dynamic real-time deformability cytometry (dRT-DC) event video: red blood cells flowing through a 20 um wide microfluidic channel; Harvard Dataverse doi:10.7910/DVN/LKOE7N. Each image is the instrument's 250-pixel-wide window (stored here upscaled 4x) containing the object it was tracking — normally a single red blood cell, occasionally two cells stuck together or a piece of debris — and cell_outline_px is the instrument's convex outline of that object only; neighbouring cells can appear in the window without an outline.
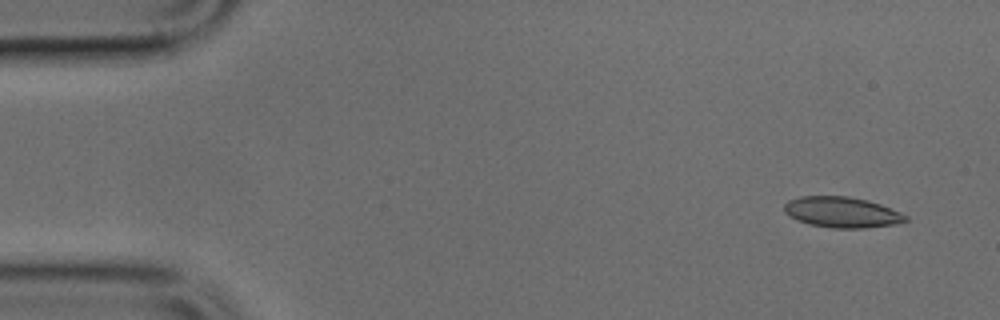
{"species": "common noctule bat (a hibernating species)", "species_latin": "Nyctalus noctula", "temperature_condition": "cold", "stored_images_in_passage": 3, "camera_frame_rate_fps": 3000, "um_per_image_px": 0.085, "animal": {"sex": "male", "body_mass_g": 17.9, "forearm_length_mm": 54.2}, "frame": {"image": 1, "passage_image": 1, "time_ms": 0.0, "image_size_px": [1000, 320], "cell_outline_px": [[908, 220], [896, 224], [864, 228], [832, 228], [808, 224], [784, 212], [784, 204], [788, 200], [800, 196], [848, 196], [868, 200], [880, 204], [900, 212], [908, 216]], "centroid_in_image_um": [71.58, 18.03], "position_along_channel_um": 13.4, "area_um2": 21.68}}
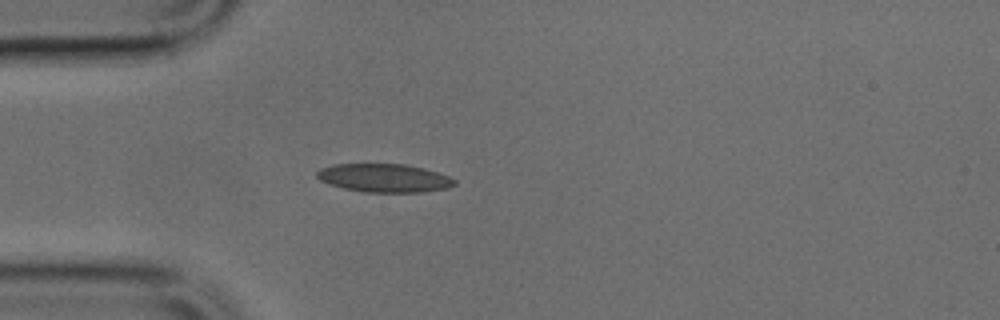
{"frame": {"image": 2, "passage_image": 3, "time_ms": 0.667, "image_size_px": [1000, 320], "cell_outline_px": [[456, 184], [448, 188], [420, 192], [364, 192], [344, 188], [328, 184], [320, 180], [316, 176], [316, 172], [320, 168], [332, 164], [404, 164], [424, 168], [448, 176], [456, 180]], "centroid_in_image_um": [32.63, 15.13], "position_along_channel_um": 52.4, "area_um2": 22.77}}